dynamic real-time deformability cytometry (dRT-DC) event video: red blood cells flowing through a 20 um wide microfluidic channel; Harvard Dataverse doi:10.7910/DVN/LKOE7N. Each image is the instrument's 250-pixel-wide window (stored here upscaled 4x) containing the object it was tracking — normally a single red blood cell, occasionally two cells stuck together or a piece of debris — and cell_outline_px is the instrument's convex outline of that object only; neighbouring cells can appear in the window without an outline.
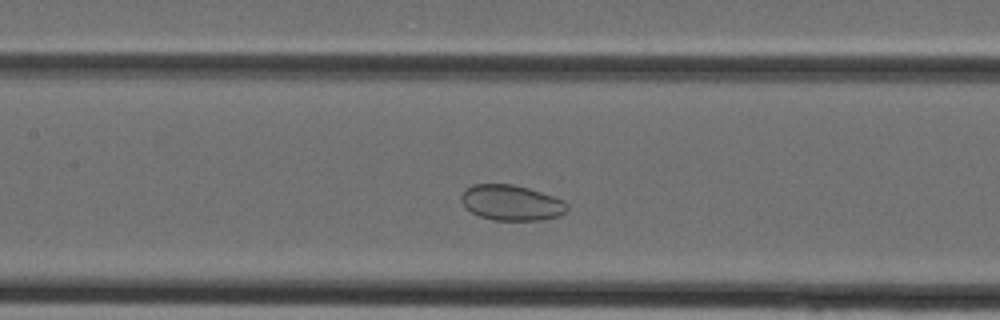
{"species": "Egyptian fruit bat (a non-hibernating species)", "species_latin": "Rousettus aegyptiacus", "temperature_condition": "cold", "stored_images_in_passage": 32, "camera_frame_rate_fps": 3000, "um_per_image_px": 0.085, "animal": {"sex": "female"}, "frame": {"image": 1, "passage_image": 10, "time_ms": 3.0, "image_size_px": [1000, 320], "cell_outline_px": [[568, 208], [560, 216], [540, 220], [492, 220], [480, 216], [464, 208], [460, 200], [460, 196], [472, 184], [512, 184], [528, 188], [564, 200], [568, 204]], "centroid_in_image_um": [43.45, 17.24], "position_along_channel_um": 163.9, "area_um2": 21.91}}
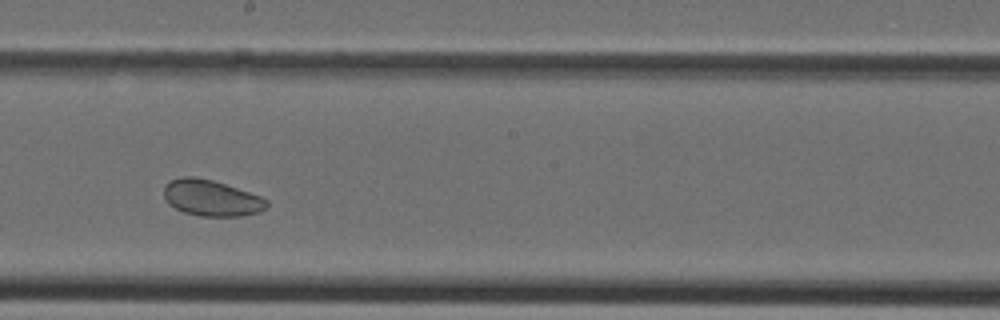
{"frame": {"image": 2, "passage_image": 14, "time_ms": 4.333, "image_size_px": [1000, 320], "cell_outline_px": [[268, 204], [264, 208], [256, 212], [240, 216], [200, 216], [184, 212], [168, 204], [164, 196], [164, 184], [172, 180], [184, 176], [196, 176], [212, 180], [260, 196], [268, 200]], "centroid_in_image_um": [17.92, 16.82], "position_along_channel_um": 230.3, "area_um2": 21.39}}
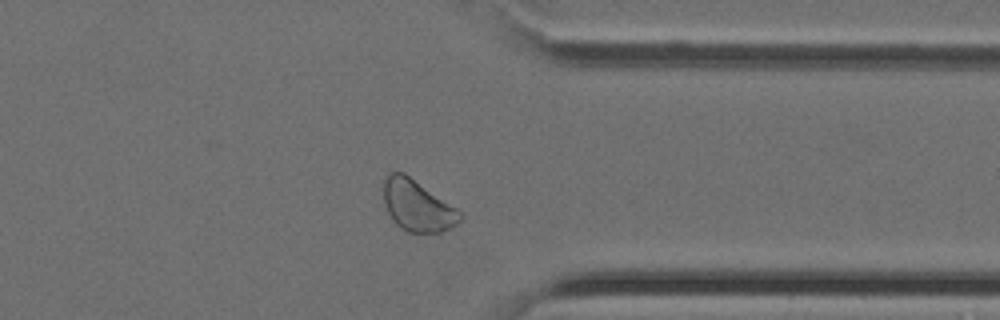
{"frame": {"image": 3, "passage_image": 23, "time_ms": 7.333, "image_size_px": [1000, 320], "cell_outline_px": [[464, 216], [452, 228], [440, 232], [408, 232], [400, 228], [392, 220], [384, 204], [384, 180], [392, 172], [404, 172], [464, 212]], "centroid_in_image_um": [35.52, 17.49], "position_along_channel_um": 375.9, "area_um2": 23.0}}